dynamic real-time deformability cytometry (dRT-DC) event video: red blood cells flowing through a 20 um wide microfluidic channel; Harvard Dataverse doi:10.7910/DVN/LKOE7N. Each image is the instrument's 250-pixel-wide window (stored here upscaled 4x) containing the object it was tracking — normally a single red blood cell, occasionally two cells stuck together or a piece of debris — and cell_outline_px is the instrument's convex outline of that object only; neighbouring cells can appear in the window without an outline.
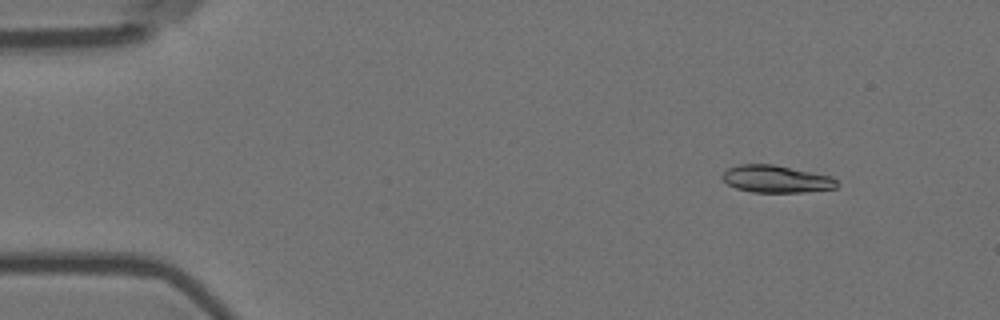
{"species": "Egyptian fruit bat (a non-hibernating species)", "species_latin": "Rousettus aegyptiacus", "temperature_condition": "room temperature", "stored_images_in_passage": 56, "camera_frame_rate_fps": 3000, "um_per_image_px": 0.085, "animal": {"sex": "female"}, "frame": {"image": 1, "passage_image": 6, "time_ms": 1.667, "image_size_px": [1000, 320], "cell_outline_px": [[840, 184], [836, 188], [804, 192], [752, 192], [736, 188], [728, 184], [720, 176], [728, 168], [740, 164], [772, 164], [832, 176]], "centroid_in_image_um": [65.99, 15.22], "position_along_channel_um": 19.0, "area_um2": 18.21}}
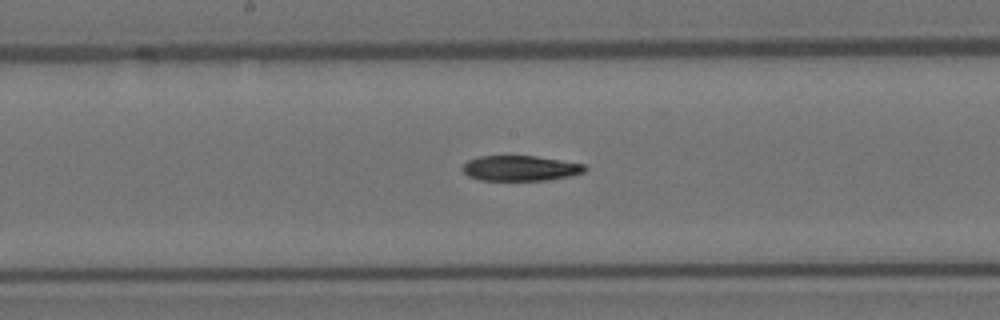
{"frame": {"image": 2, "passage_image": 29, "time_ms": 9.333, "image_size_px": [1000, 320], "cell_outline_px": [[588, 168], [584, 172], [568, 176], [548, 180], [480, 180], [468, 176], [460, 168], [468, 160], [480, 156], [536, 156], [584, 164]], "centroid_in_image_um": [44.21, 14.3], "position_along_channel_um": 204.0, "area_um2": 17.98}}
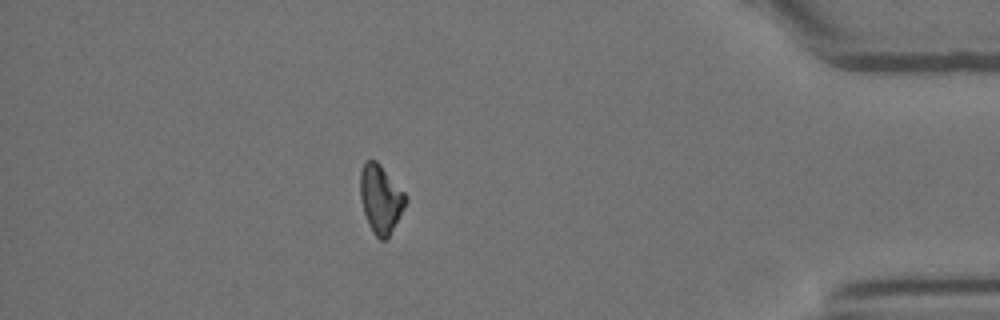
{"frame": {"image": 3, "passage_image": 49, "time_ms": 16.0, "image_size_px": [1000, 320], "cell_outline_px": [[408, 200], [404, 208], [388, 236], [384, 240], [380, 240], [372, 232], [368, 224], [364, 212], [360, 196], [360, 172], [364, 164], [368, 160], [376, 160], [380, 164], [408, 196]], "centroid_in_image_um": [32.36, 16.9], "position_along_channel_um": 402.8, "area_um2": 17.92}, "authors_computed_cell_mechanics": {"area_um2": 18.7272, "velocity_mm_per_s": 3.6218, "shape_relaxation_time_tau1_ms": 8.1369, "shape_relaxation_time_tau2_ms": null, "deformation_change_tau1": 0.2087, "deformation_change_tau2": null}}